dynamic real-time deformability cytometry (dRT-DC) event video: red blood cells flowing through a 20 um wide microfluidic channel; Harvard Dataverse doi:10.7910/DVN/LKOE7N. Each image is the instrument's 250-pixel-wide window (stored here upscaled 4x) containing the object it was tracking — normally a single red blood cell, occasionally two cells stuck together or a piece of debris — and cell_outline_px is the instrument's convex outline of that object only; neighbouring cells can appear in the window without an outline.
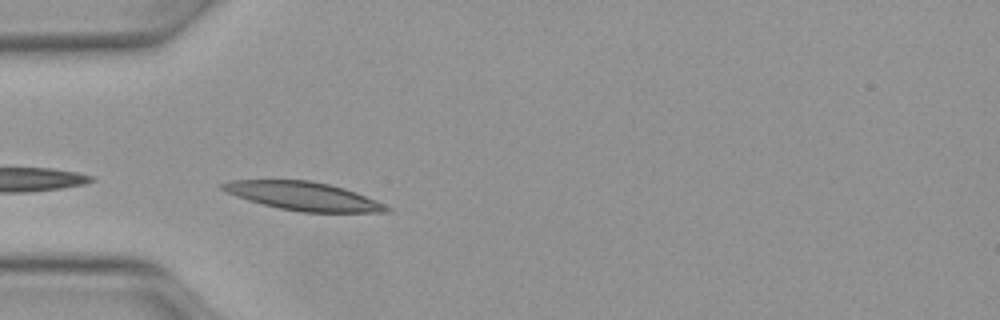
{"species": "Egyptian fruit bat (a non-hibernating species)", "species_latin": "Rousettus aegyptiacus", "temperature_condition": "warm", "stored_images_in_passage": 36, "camera_frame_rate_fps": 3000, "um_per_image_px": 0.085, "animal": {"sex": "female"}, "frame": {"image": 1, "passage_image": 1, "time_ms": 0.0, "image_size_px": [1000, 320], "cell_outline_px": [[392, 212], [300, 212], [280, 208], [248, 200], [236, 196], [220, 188], [216, 184], [232, 180], [308, 180], [328, 184], [344, 188], [356, 192], [376, 200], [392, 208]], "centroid_in_image_um": [25.79, 16.67], "position_along_channel_um": 59.2, "area_um2": 27.11}}
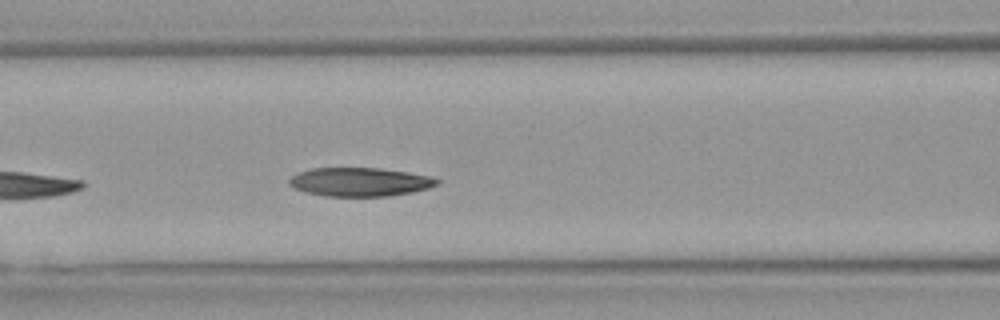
{"frame": {"image": 2, "passage_image": 7, "time_ms": 2.0, "image_size_px": [1000, 320], "cell_outline_px": [[440, 184], [428, 188], [412, 192], [388, 196], [324, 196], [304, 192], [292, 188], [288, 184], [288, 180], [296, 172], [312, 168], [380, 168], [408, 172], [432, 176], [440, 180]], "centroid_in_image_um": [30.57, 15.46], "position_along_channel_um": 136.0, "area_um2": 25.03}}
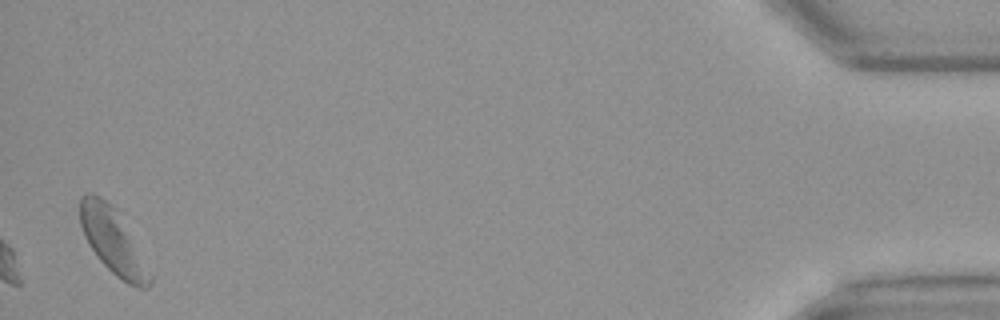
{"frame": {"image": 3, "passage_image": 35, "time_ms": 11.333, "image_size_px": [1000, 320], "cell_outline_px": [[152, 284], [148, 288], [136, 288], [128, 284], [116, 276], [96, 256], [88, 244], [84, 236], [80, 224], [80, 196], [88, 192], [92, 192], [104, 200], [112, 208], [152, 276]], "centroid_in_image_um": [9.52, 20.55], "position_along_channel_um": 425.7, "area_um2": 25.03}, "authors_computed_cell_mechanics": {"area_um2": 25.4031, "velocity_mm_per_s": 4.0423, "shape_relaxation_time_tau1_ms": 3.3536, "shape_relaxation_time_tau2_ms": 6.7179, "deformation_change_tau1": 0.1077, "deformation_change_tau2": 0.1513}}